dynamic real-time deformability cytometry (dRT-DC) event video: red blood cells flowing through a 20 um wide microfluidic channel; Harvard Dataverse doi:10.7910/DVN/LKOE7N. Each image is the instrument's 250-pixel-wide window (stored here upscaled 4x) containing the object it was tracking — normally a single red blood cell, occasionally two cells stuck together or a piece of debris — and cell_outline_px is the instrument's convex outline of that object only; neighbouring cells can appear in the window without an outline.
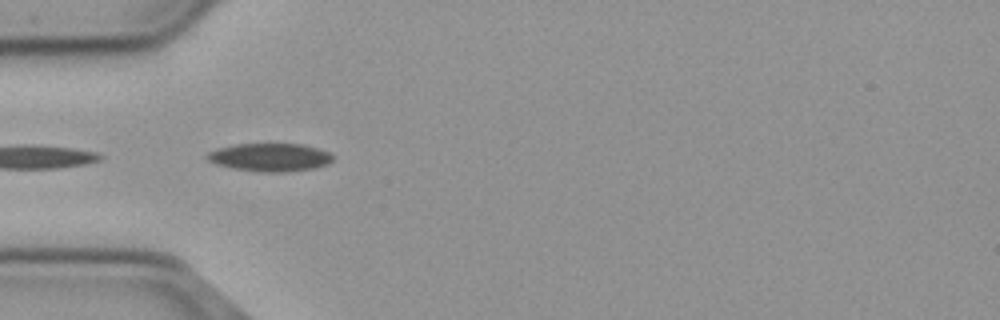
{"species": "common noctule bat (a hibernating species)", "species_latin": "Nyctalus noctula", "temperature_condition": "cold", "stored_images_in_passage": 12, "camera_frame_rate_fps": 3000, "um_per_image_px": 0.085, "animal": {"sex": "male", "body_mass_g": 23.1, "forearm_length_mm": 52.7}, "frame": {"image": 1, "passage_image": 4, "time_ms": 1.0, "image_size_px": [1000, 320], "cell_outline_px": [[332, 160], [328, 164], [316, 168], [284, 172], [264, 172], [232, 168], [216, 164], [208, 160], [204, 156], [208, 152], [220, 148], [236, 144], [300, 144], [316, 148], [328, 152], [332, 156]], "centroid_in_image_um": [22.93, 13.38], "position_along_channel_um": 62.1, "area_um2": 20.4}}